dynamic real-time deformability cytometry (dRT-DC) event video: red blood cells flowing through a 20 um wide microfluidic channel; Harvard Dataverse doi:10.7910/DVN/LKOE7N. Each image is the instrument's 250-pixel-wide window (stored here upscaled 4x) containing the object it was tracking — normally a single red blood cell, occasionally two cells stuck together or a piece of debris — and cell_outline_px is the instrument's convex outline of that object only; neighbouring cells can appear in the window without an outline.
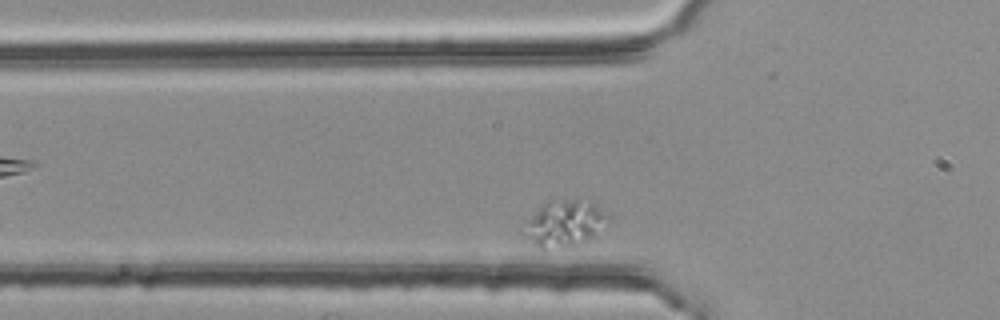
{"species": "common noctule bat (a hibernating species)", "species_latin": "Nyctalus noctula", "temperature_condition": "room temperature", "stored_images_in_passage": 6, "camera_frame_rate_fps": 3000, "um_per_image_px": 0.085, "animal": {"sex": "female", "body_mass_g": 25.1}, "frame": {"image": 1, "passage_image": 4, "time_ms": 1.0, "image_size_px": [1000, 320], "cell_outline_px": [[608, 220], [592, 236], [584, 240], [564, 248], [544, 252], [520, 232], [528, 220], [540, 204], [548, 200], [576, 200], [596, 204], [608, 216]], "centroid_in_image_um": [47.88, 19.01], "position_along_channel_um": 77.9, "area_um2": 22.48}}
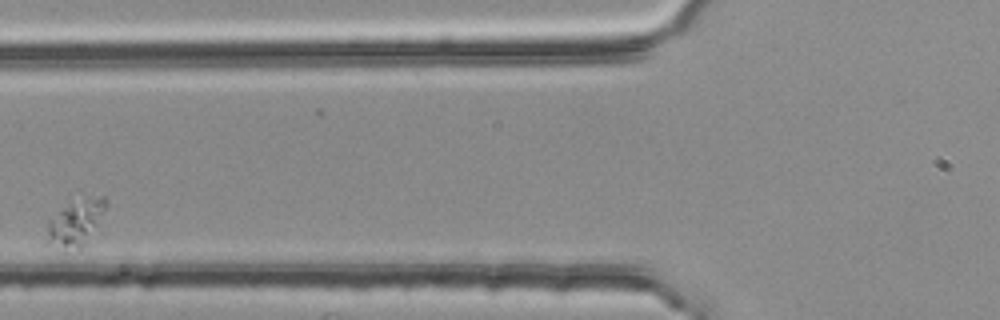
{"frame": {"image": 2, "passage_image": 5, "time_ms": 1.333, "image_size_px": [1000, 320], "cell_outline_px": [[108, 200], [104, 208], [84, 244], [80, 248], [64, 248], [44, 244], [48, 220], [68, 204], [100, 196], [104, 196]], "centroid_in_image_um": [6.32, 18.97], "position_along_channel_um": 119.5, "area_um2": 14.91}}
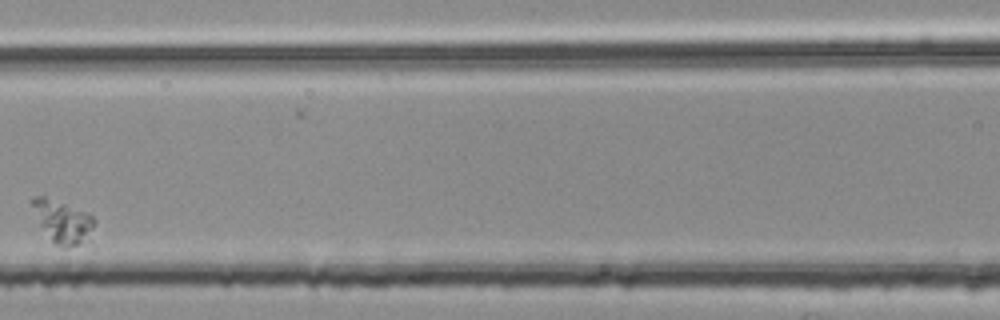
{"frame": {"image": 3, "passage_image": 6, "time_ms": 1.667, "image_size_px": [1000, 320], "cell_outline_px": [[96, 224], [76, 244], [64, 248], [56, 244], [52, 240], [40, 224], [28, 200], [36, 196], [44, 196], [88, 212], [96, 220]], "centroid_in_image_um": [5.27, 18.75], "position_along_channel_um": 161.3, "area_um2": 14.74}}